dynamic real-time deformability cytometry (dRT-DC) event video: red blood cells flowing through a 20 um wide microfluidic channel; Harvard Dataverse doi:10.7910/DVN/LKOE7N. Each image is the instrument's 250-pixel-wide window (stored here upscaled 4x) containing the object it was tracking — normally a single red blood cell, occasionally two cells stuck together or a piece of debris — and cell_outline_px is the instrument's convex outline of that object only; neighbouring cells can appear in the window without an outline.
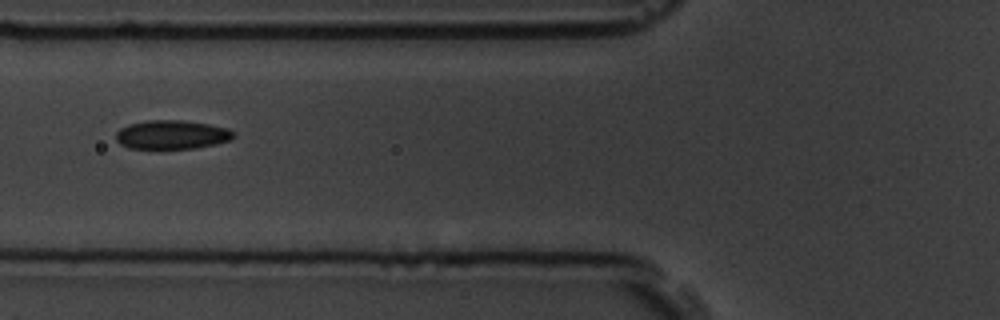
{"species": "common noctule bat (a hibernating species)", "species_latin": "Nyctalus noctula", "temperature_condition": "room temperature", "stored_images_in_passage": 9, "camera_frame_rate_fps": 3000, "um_per_image_px": 0.085, "animal": {"sex": "male", "body_mass_g": 19.5, "forearm_length_mm": 54.6}, "frame": {"image": 1, "passage_image": 6, "time_ms": 5.667, "image_size_px": [1000, 320], "cell_outline_px": [[236, 136], [232, 140], [216, 144], [196, 148], [128, 148], [120, 144], [116, 140], [116, 132], [120, 128], [128, 124], [148, 120], [180, 120], [208, 124], [228, 128], [236, 132]], "centroid_in_image_um": [14.64, 11.44], "position_along_channel_um": 111.2, "area_um2": 19.94}}
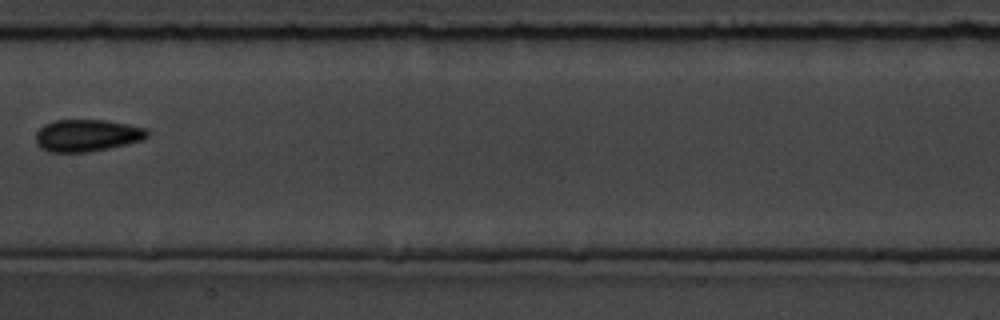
{"frame": {"image": 2, "passage_image": 8, "time_ms": 8.0, "image_size_px": [1000, 320], "cell_outline_px": [[148, 136], [144, 140], [108, 148], [88, 152], [48, 152], [40, 148], [36, 144], [36, 132], [44, 124], [56, 120], [108, 120], [148, 128]], "centroid_in_image_um": [7.4, 11.51], "position_along_channel_um": 200.0, "area_um2": 21.04}}
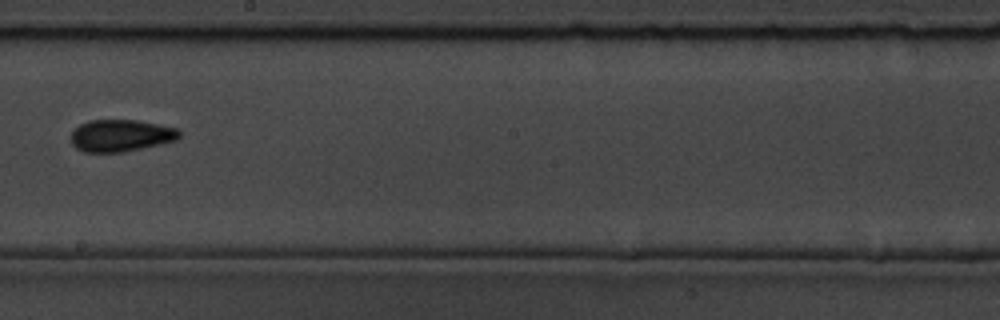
{"frame": {"image": 3, "passage_image": 9, "time_ms": 9.0, "image_size_px": [1000, 320], "cell_outline_px": [[180, 136], [176, 140], [160, 144], [124, 152], [84, 152], [76, 148], [72, 144], [72, 132], [80, 124], [88, 120], [136, 120], [180, 128]], "centroid_in_image_um": [10.29, 11.52], "position_along_channel_um": 237.9, "area_um2": 20.23}}